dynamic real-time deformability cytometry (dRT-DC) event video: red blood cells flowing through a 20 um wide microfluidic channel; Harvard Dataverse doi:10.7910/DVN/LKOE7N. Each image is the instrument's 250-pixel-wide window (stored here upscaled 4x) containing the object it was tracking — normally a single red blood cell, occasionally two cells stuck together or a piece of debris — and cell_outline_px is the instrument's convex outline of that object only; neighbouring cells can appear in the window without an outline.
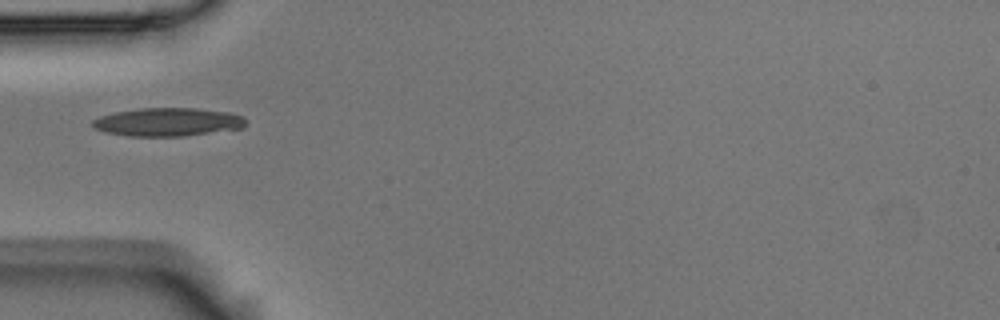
{"species": "Egyptian fruit bat (a non-hibernating species)", "species_latin": "Rousettus aegyptiacus", "temperature_condition": "room temperature", "stored_images_in_passage": 4, "camera_frame_rate_fps": 3000, "um_per_image_px": 0.085, "animal": {"sex": "male"}, "frame": {"image": 1, "passage_image": 1, "time_ms": 0.0, "image_size_px": [1000, 320], "cell_outline_px": [[244, 128], [184, 136], [128, 136], [104, 132], [96, 128], [92, 124], [92, 120], [100, 116], [116, 112], [140, 108], [196, 108], [228, 112], [244, 116]], "centroid_in_image_um": [14.27, 10.37], "position_along_channel_um": 70.7, "area_um2": 25.26}}